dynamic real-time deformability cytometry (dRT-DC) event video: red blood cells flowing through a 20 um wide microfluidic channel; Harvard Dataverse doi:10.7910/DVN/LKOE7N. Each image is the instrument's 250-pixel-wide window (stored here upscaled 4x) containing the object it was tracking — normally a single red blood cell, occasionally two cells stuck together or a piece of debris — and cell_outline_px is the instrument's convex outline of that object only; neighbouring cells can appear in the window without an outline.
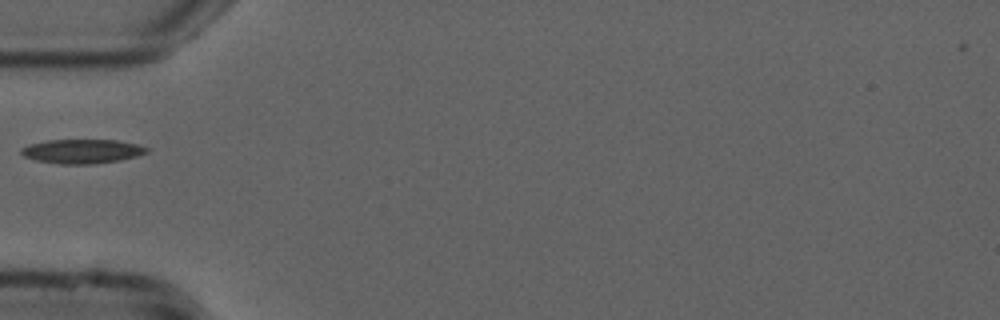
{"species": "common noctule bat (a hibernating species)", "species_latin": "Nyctalus noctula", "temperature_condition": "cold", "stored_images_in_passage": 25, "camera_frame_rate_fps": 3000, "um_per_image_px": 0.085, "animal": {"sex": "male", "forearm_length_mm": 52.5}, "frame": {"image": 1, "passage_image": 1, "time_ms": 0.0, "image_size_px": [1000, 320], "cell_outline_px": [[148, 152], [136, 156], [120, 160], [92, 164], [60, 164], [36, 160], [24, 156], [20, 152], [20, 148], [28, 144], [48, 140], [116, 140], [136, 144], [148, 148]], "centroid_in_image_um": [6.94, 12.86], "position_along_channel_um": 78.1, "area_um2": 17.63}}
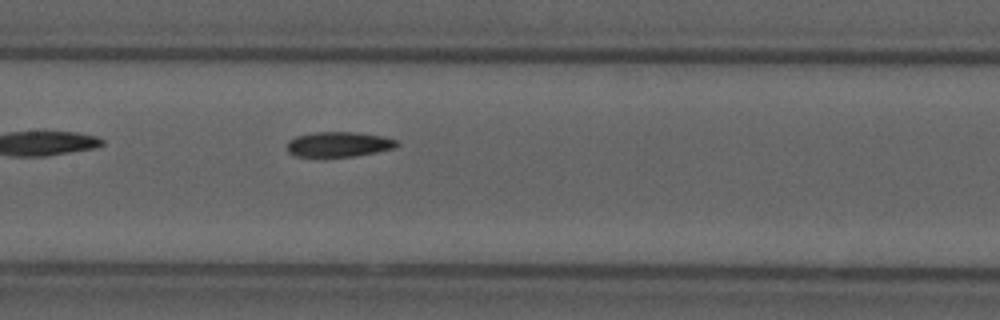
{"frame": {"image": 2, "passage_image": 9, "time_ms": 2.667, "image_size_px": [1000, 320], "cell_outline_px": [[400, 144], [396, 148], [356, 156], [296, 156], [288, 152], [288, 140], [296, 136], [316, 132], [356, 132], [384, 136], [396, 140]], "centroid_in_image_um": [28.83, 12.26], "position_along_channel_um": 178.6, "area_um2": 16.01}}
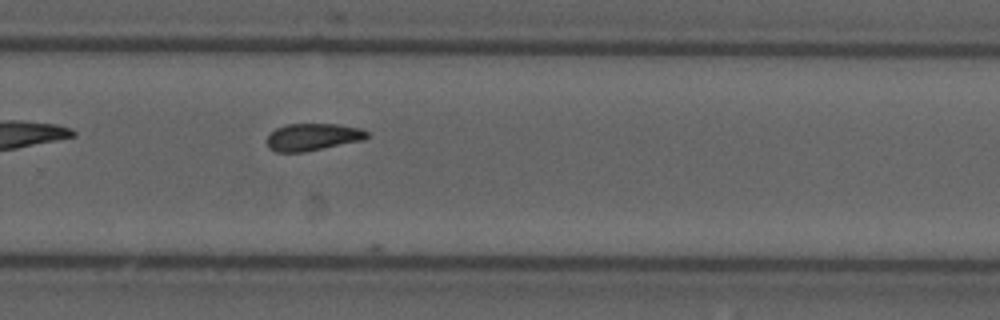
{"frame": {"image": 3, "passage_image": 19, "time_ms": 6.0, "image_size_px": [1000, 320], "cell_outline_px": [[372, 136], [364, 140], [304, 152], [276, 152], [268, 148], [268, 136], [276, 128], [288, 124], [336, 124], [360, 128], [368, 132]], "centroid_in_image_um": [26.63, 11.65], "position_along_channel_um": 303.2, "area_um2": 15.9}}